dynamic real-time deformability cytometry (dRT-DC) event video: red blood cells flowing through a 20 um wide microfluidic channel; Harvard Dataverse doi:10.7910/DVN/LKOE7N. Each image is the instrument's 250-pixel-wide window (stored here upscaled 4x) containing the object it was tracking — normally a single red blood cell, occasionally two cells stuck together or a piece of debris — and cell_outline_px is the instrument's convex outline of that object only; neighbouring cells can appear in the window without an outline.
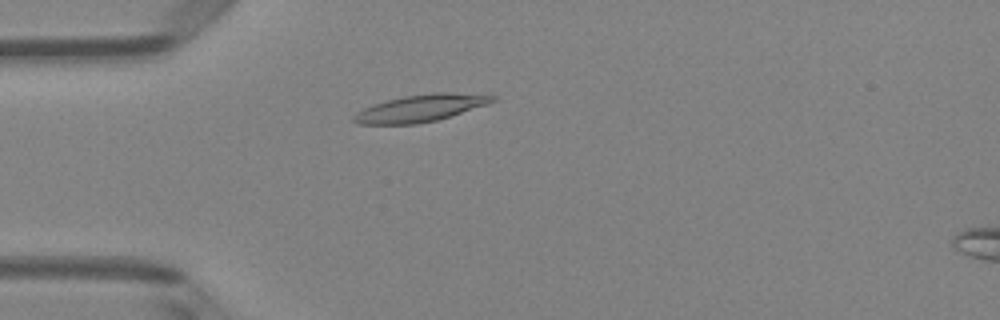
{"species": "Egyptian fruit bat (a non-hibernating species)", "species_latin": "Rousettus aegyptiacus", "temperature_condition": "room temperature", "stored_images_in_passage": 38, "camera_frame_rate_fps": 3000, "um_per_image_px": 0.085, "animal": {"sex": "female"}, "frame": {"image": 1, "passage_image": 1, "time_ms": 0.0, "image_size_px": [1000, 320], "cell_outline_px": [[496, 100], [488, 104], [436, 120], [416, 124], [356, 124], [352, 120], [352, 116], [356, 112], [372, 104], [404, 96], [432, 92], [488, 92], [496, 96]], "centroid_in_image_um": [35.82, 9.16], "position_along_channel_um": 49.2, "area_um2": 22.31}}
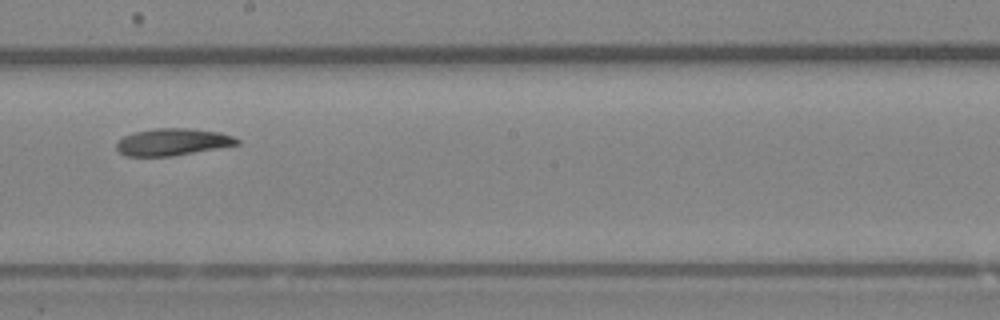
{"frame": {"image": 2, "passage_image": 16, "time_ms": 5.0, "image_size_px": [1000, 320], "cell_outline_px": [[240, 144], [172, 156], [124, 156], [116, 148], [116, 144], [124, 136], [136, 132], [156, 128], [192, 128], [220, 132], [232, 136], [240, 140]], "centroid_in_image_um": [14.69, 12.06], "position_along_channel_um": 233.5, "area_um2": 18.9}}
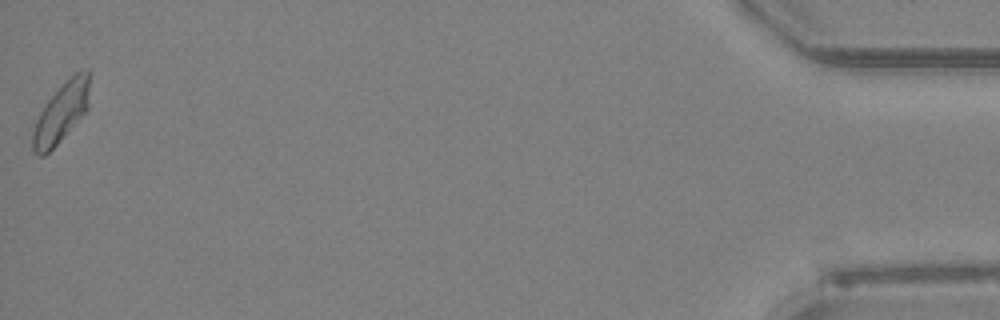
{"frame": {"image": 3, "passage_image": 38, "time_ms": 12.333, "image_size_px": [1000, 320], "cell_outline_px": [[92, 72], [88, 108], [60, 140], [44, 156], [40, 156], [32, 152], [32, 132], [36, 120], [44, 104], [80, 68], [88, 68]], "centroid_in_image_um": [5.24, 9.52], "position_along_channel_um": 430.0, "area_um2": 19.77}, "authors_computed_cell_mechanics": {"area_um2": 19.3341, "velocity_mm_per_s": 3.9603, "shape_relaxation_time_tau1_ms": 6.6067, "shape_relaxation_time_tau2_ms": null, "deformation_change_tau1": 0.1642, "deformation_change_tau2": null}}